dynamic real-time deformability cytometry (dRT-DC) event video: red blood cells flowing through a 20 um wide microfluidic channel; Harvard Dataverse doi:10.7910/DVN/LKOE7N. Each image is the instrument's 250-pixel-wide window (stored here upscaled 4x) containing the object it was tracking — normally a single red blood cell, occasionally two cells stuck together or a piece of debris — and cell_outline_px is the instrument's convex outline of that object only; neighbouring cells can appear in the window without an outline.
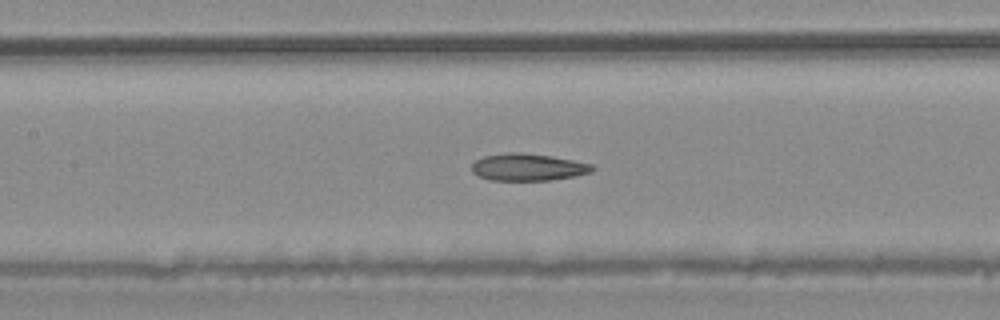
{"species": "common noctule bat (a hibernating species)", "species_latin": "Nyctalus noctula", "temperature_condition": "warm", "stored_images_in_passage": 43, "camera_frame_rate_fps": 3000, "um_per_image_px": 0.085, "animal": {"sex": "male", "body_mass_g": 20.4}, "frame": {"image": 1, "passage_image": 19, "time_ms": 6.0, "image_size_px": [1000, 320], "cell_outline_px": [[596, 168], [592, 172], [576, 176], [552, 180], [492, 180], [480, 176], [472, 172], [472, 164], [476, 160], [484, 156], [512, 152], [520, 152], [552, 156], [592, 164]], "centroid_in_image_um": [44.92, 14.21], "position_along_channel_um": 162.5, "area_um2": 19.02}}